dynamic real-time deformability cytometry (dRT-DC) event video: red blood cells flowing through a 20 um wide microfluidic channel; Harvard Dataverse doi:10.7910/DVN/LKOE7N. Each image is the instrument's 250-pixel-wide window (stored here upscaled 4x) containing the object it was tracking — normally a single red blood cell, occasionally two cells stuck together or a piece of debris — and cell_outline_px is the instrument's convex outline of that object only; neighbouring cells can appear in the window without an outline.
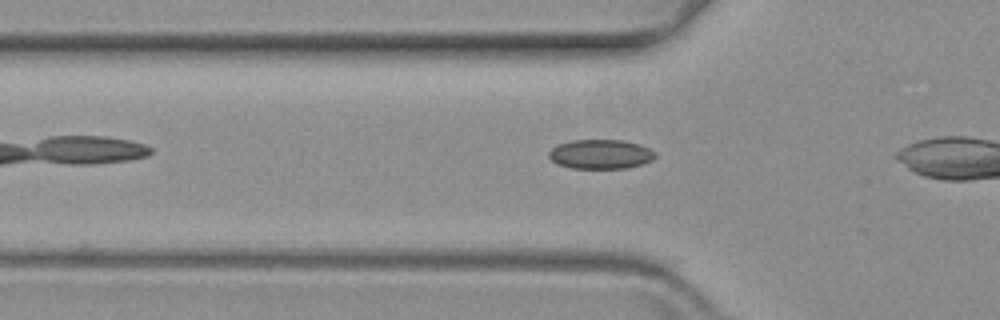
{"species": "common noctule bat (a hibernating species)", "species_latin": "Nyctalus noctula", "temperature_condition": "warm", "stored_images_in_passage": 16, "camera_frame_rate_fps": 3000, "um_per_image_px": 0.085, "animal": {"sex": "female", "body_mass_g": 19.3, "forearm_length_mm": 54.1}, "frame": {"image": 1, "passage_image": 10, "time_ms": 3.0, "image_size_px": [1000, 320], "cell_outline_px": [[656, 156], [652, 160], [644, 164], [628, 168], [572, 168], [556, 164], [548, 156], [548, 152], [556, 144], [572, 140], [624, 140], [640, 144], [656, 152]], "centroid_in_image_um": [51.05, 13.1], "position_along_channel_um": 74.7, "area_um2": 18.44}}
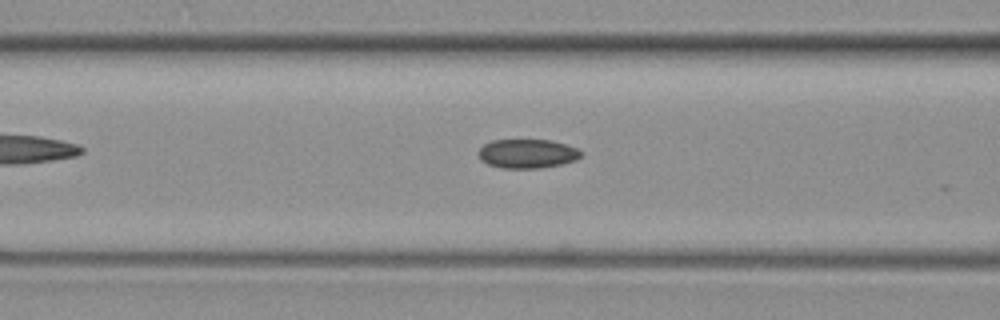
{"frame": {"image": 2, "passage_image": 14, "time_ms": 4.333, "image_size_px": [1000, 320], "cell_outline_px": [[584, 152], [576, 160], [560, 164], [540, 168], [500, 168], [488, 164], [480, 160], [476, 152], [484, 144], [492, 140], [552, 140], [576, 148]], "centroid_in_image_um": [44.78, 13.06], "position_along_channel_um": 121.8, "area_um2": 17.46}}